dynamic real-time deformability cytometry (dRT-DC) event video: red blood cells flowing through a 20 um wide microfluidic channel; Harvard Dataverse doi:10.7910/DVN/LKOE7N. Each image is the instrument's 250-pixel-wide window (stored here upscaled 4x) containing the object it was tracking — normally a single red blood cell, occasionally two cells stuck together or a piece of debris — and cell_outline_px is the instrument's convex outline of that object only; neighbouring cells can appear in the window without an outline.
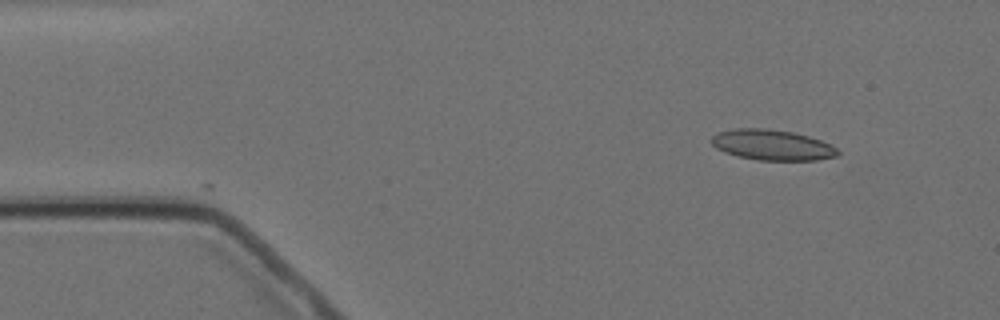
{"species": "Egyptian fruit bat (a non-hibernating species)", "species_latin": "Rousettus aegyptiacus", "temperature_condition": "cold", "stored_images_in_passage": 2, "camera_frame_rate_fps": 3000, "um_per_image_px": 0.085, "animal": {"sex": "female"}, "frame": {"image": 1, "passage_image": 2, "time_ms": 1.333, "image_size_px": [1000, 320], "cell_outline_px": [[840, 152], [836, 156], [816, 160], [760, 160], [736, 156], [724, 152], [716, 148], [712, 144], [712, 136], [720, 132], [736, 128], [768, 128], [792, 132], [808, 136], [832, 144]], "centroid_in_image_um": [65.64, 12.32], "position_along_channel_um": 19.4, "area_um2": 22.43}}